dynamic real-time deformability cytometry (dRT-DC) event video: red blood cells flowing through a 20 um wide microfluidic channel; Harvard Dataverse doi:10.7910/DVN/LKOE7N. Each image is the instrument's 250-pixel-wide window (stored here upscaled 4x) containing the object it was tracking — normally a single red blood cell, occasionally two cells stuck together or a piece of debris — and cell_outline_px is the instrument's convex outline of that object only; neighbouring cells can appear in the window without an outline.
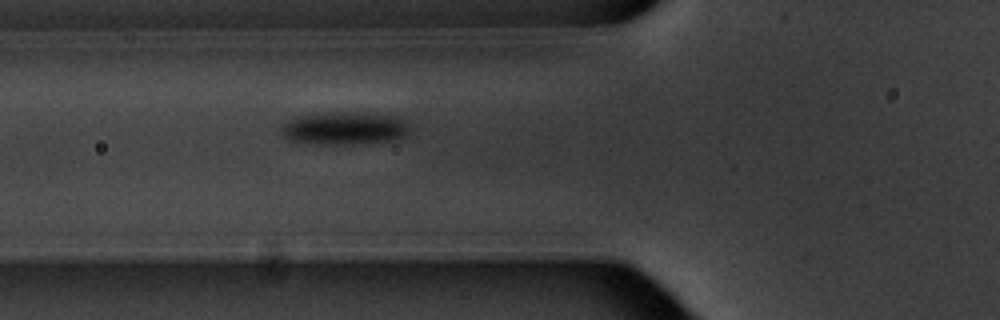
{"species": "common noctule bat (a hibernating species)", "species_latin": "Nyctalus noctula", "temperature_condition": "warm", "stored_images_in_passage": 6, "camera_frame_rate_fps": 3000, "um_per_image_px": 0.085, "animal": {"sex": "male", "body_mass_g": 20.1, "forearm_length_mm": 53.5}, "frame": {"image": 1, "passage_image": 6, "time_ms": 6.667, "image_size_px": [1000, 320], "cell_outline_px": [[412, 124], [408, 132], [404, 136], [396, 140], [356, 144], [316, 144], [288, 140], [280, 132], [280, 128], [292, 116], [348, 112], [360, 112], [396, 116]], "centroid_in_image_um": [29.3, 10.91], "position_along_channel_um": 96.5, "area_um2": 24.85}}